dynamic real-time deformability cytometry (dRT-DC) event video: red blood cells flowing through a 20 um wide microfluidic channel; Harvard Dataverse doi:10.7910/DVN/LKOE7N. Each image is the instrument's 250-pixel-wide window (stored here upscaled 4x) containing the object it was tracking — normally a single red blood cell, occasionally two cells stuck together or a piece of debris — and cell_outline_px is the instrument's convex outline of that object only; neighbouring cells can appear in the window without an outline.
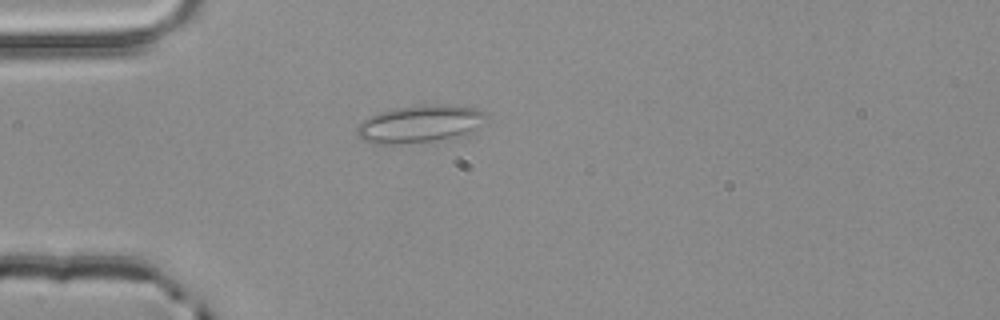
{"species": "common noctule bat (a hibernating species)", "species_latin": "Nyctalus noctula", "temperature_condition": "room temperature", "stored_images_in_passage": 1, "camera_frame_rate_fps": 3000, "um_per_image_px": 0.085, "animal": {"sex": "male", "body_mass_g": 20.4}, "frame": {"image": 1, "passage_image": 1, "time_ms": 0.0, "image_size_px": [1000, 320], "cell_outline_px": [[488, 116], [484, 128], [468, 136], [436, 144], [372, 144], [364, 140], [356, 132], [356, 128], [364, 120], [380, 112], [396, 108], [424, 104], [448, 104], [480, 108], [488, 112]], "centroid_in_image_um": [35.91, 10.58], "position_along_channel_um": 49.1, "area_um2": 30.17}}